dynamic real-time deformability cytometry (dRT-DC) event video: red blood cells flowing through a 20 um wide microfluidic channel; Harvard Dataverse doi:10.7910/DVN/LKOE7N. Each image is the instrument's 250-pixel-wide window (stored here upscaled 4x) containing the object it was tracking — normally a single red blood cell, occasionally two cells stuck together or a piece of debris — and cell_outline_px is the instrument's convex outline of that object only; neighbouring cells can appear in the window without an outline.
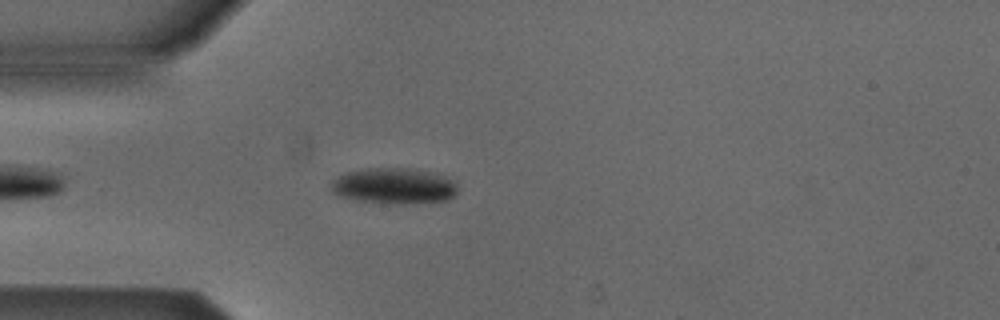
{"species": "Egyptian fruit bat (a non-hibernating species)", "species_latin": "Rousettus aegyptiacus", "temperature_condition": "cold", "stored_images_in_passage": 5, "camera_frame_rate_fps": 3000, "um_per_image_px": 0.085, "animal": {"sex": "male"}, "frame": {"image": 1, "passage_image": 5, "time_ms": 4.667, "image_size_px": [1000, 320], "cell_outline_px": [[456, 192], [448, 200], [404, 204], [400, 204], [356, 200], [340, 196], [332, 192], [332, 180], [344, 172], [364, 168], [408, 168], [432, 172], [456, 180]], "centroid_in_image_um": [33.48, 15.79], "position_along_channel_um": 51.5, "area_um2": 26.53}}